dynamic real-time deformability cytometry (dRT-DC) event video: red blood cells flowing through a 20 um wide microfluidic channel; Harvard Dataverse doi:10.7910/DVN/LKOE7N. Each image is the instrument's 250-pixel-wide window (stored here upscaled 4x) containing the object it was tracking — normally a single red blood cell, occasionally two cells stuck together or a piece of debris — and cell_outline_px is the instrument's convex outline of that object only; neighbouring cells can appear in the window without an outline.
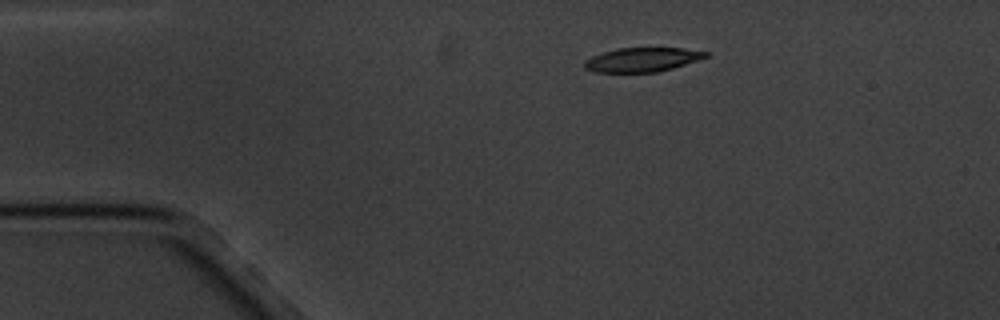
{"species": "common noctule bat (a hibernating species)", "species_latin": "Nyctalus noctula", "temperature_condition": "cold", "stored_images_in_passage": 4, "camera_frame_rate_fps": 3000, "um_per_image_px": 0.085, "animal": {"sex": "male", "body_mass_g": 20.1, "forearm_length_mm": 53.5}, "frame": {"image": 1, "passage_image": 1, "time_ms": 0.0, "image_size_px": [1000, 320], "cell_outline_px": [[708, 56], [672, 68], [656, 72], [596, 72], [584, 68], [584, 60], [592, 56], [616, 48], [684, 48], [708, 52]], "centroid_in_image_um": [54.55, 5.07], "position_along_channel_um": 30.5, "area_um2": 16.88}}
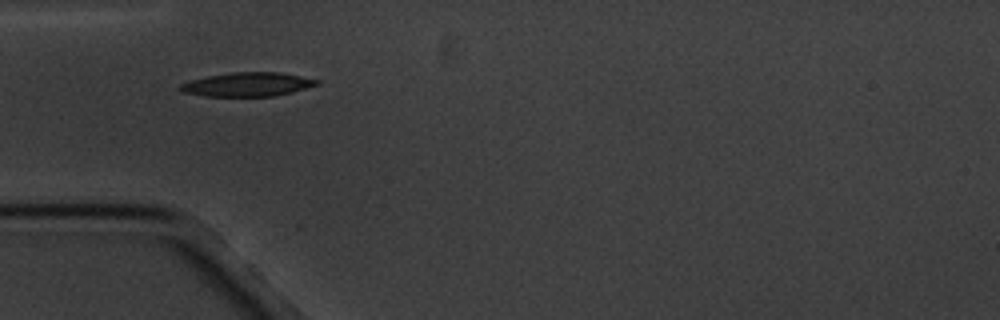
{"frame": {"image": 2, "passage_image": 3, "time_ms": 2.333, "image_size_px": [1000, 320], "cell_outline_px": [[320, 84], [292, 92], [276, 96], [204, 96], [184, 92], [176, 88], [180, 84], [192, 80], [208, 76], [228, 72], [280, 72], [320, 80]], "centroid_in_image_um": [21.04, 7.17], "position_along_channel_um": 64.0, "area_um2": 19.07}}
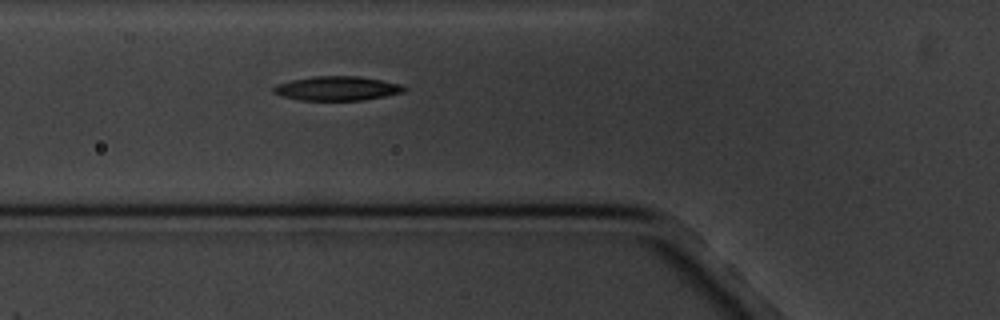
{"frame": {"image": 3, "passage_image": 4, "time_ms": 3.333, "image_size_px": [1000, 320], "cell_outline_px": [[408, 88], [404, 92], [364, 100], [296, 100], [280, 96], [272, 92], [272, 88], [276, 84], [292, 80], [312, 76], [360, 76], [400, 84]], "centroid_in_image_um": [28.61, 7.52], "position_along_channel_um": 97.2, "area_um2": 18.55}}